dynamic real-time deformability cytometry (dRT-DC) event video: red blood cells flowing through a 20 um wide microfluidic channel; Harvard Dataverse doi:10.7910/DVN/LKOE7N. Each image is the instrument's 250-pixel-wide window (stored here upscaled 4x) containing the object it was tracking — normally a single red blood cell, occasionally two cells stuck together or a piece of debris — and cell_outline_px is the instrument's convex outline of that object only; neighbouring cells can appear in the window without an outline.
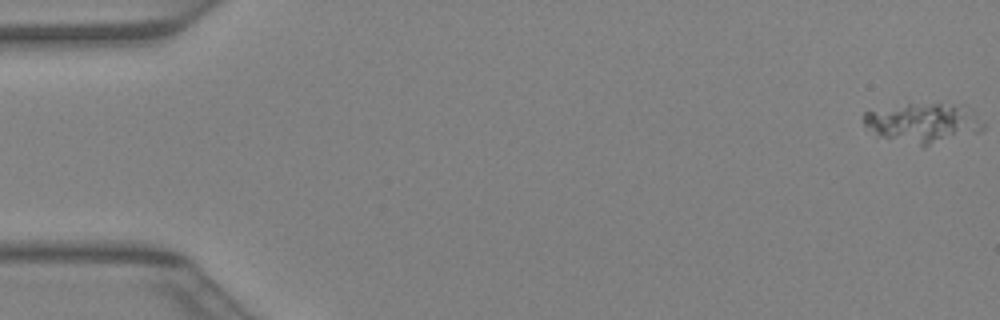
{"species": "Egyptian fruit bat (a non-hibernating species)", "species_latin": "Rousettus aegyptiacus", "temperature_condition": "warm", "stored_images_in_passage": 41, "camera_frame_rate_fps": 3000, "um_per_image_px": 0.085, "animal": {"sex": "female"}, "frame": {"image": 1, "passage_image": 1, "time_ms": 0.0, "image_size_px": [1000, 320], "cell_outline_px": [[972, 116], [952, 132], [924, 148], [876, 136], [864, 124], [864, 112], [908, 104], [964, 104], [972, 112]], "centroid_in_image_um": [77.93, 10.4], "position_along_channel_um": 7.1, "area_um2": 24.1}}
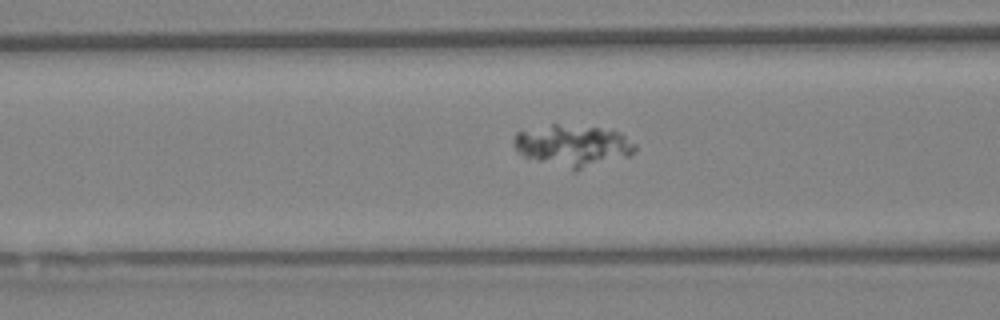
{"frame": {"image": 2, "passage_image": 17, "time_ms": 5.333, "image_size_px": [1000, 320], "cell_outline_px": [[636, 152], [628, 156], [576, 172], [572, 172], [524, 156], [516, 152], [516, 132], [552, 124], [556, 124], [612, 128], [620, 132], [636, 144]], "centroid_in_image_um": [48.77, 12.4], "position_along_channel_um": 117.8, "area_um2": 29.94}}
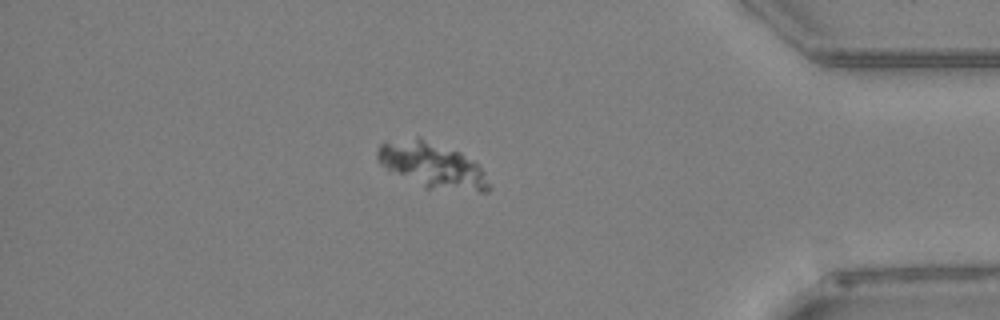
{"frame": {"image": 3, "passage_image": 36, "time_ms": 11.667, "image_size_px": [1000, 320], "cell_outline_px": [[492, 188], [488, 192], [480, 192], [424, 188], [380, 164], [376, 160], [376, 152], [380, 144], [416, 136], [420, 136], [460, 152], [476, 164], [484, 172]], "centroid_in_image_um": [36.75, 14.05], "position_along_channel_um": 398.5, "area_um2": 29.48}}